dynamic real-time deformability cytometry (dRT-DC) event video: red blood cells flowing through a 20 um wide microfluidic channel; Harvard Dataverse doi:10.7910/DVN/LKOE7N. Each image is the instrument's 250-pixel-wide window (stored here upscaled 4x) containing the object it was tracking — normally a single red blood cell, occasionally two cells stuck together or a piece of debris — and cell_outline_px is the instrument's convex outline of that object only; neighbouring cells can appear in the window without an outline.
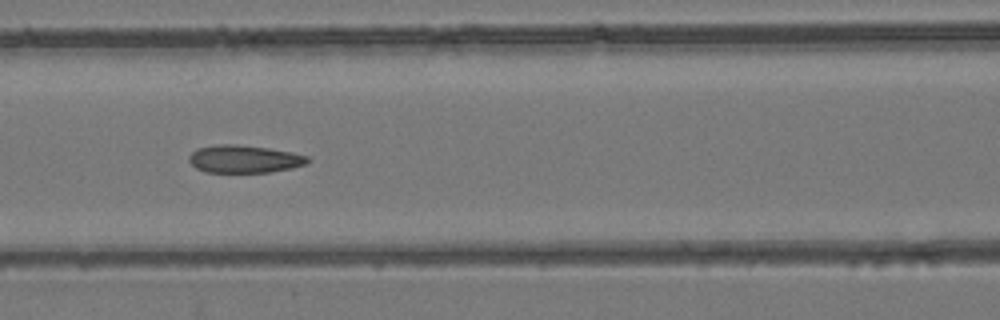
{"species": "common noctule bat (a hibernating species)", "species_latin": "Nyctalus noctula", "temperature_condition": "room temperature", "stored_images_in_passage": 7, "camera_frame_rate_fps": 3000, "um_per_image_px": 0.085, "animal": {"sex": "female", "body_mass_g": 24.6, "forearm_length_mm": 56.2}, "frame": {"image": 1, "passage_image": 7, "time_ms": 7.333, "image_size_px": [1000, 320], "cell_outline_px": [[312, 160], [304, 164], [292, 168], [268, 172], [204, 172], [196, 168], [188, 160], [188, 156], [196, 148], [220, 144], [232, 144], [268, 148], [292, 152], [308, 156]], "centroid_in_image_um": [20.75, 13.51], "position_along_channel_um": 145.9, "area_um2": 19.13}}